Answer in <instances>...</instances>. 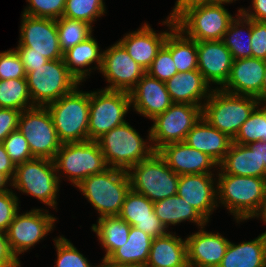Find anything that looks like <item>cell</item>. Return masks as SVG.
<instances>
[{
    "label": "cell",
    "instance_id": "cell-52",
    "mask_svg": "<svg viewBox=\"0 0 266 267\" xmlns=\"http://www.w3.org/2000/svg\"><path fill=\"white\" fill-rule=\"evenodd\" d=\"M16 166L8 156L4 146L0 143V173L4 174L9 180H13Z\"/></svg>",
    "mask_w": 266,
    "mask_h": 267
},
{
    "label": "cell",
    "instance_id": "cell-50",
    "mask_svg": "<svg viewBox=\"0 0 266 267\" xmlns=\"http://www.w3.org/2000/svg\"><path fill=\"white\" fill-rule=\"evenodd\" d=\"M252 6L254 12L250 9L246 11L244 8H240L239 11L248 19L266 22V0H252Z\"/></svg>",
    "mask_w": 266,
    "mask_h": 267
},
{
    "label": "cell",
    "instance_id": "cell-10",
    "mask_svg": "<svg viewBox=\"0 0 266 267\" xmlns=\"http://www.w3.org/2000/svg\"><path fill=\"white\" fill-rule=\"evenodd\" d=\"M130 93L101 89L89 92L88 140L97 141L105 133L126 122L131 106Z\"/></svg>",
    "mask_w": 266,
    "mask_h": 267
},
{
    "label": "cell",
    "instance_id": "cell-28",
    "mask_svg": "<svg viewBox=\"0 0 266 267\" xmlns=\"http://www.w3.org/2000/svg\"><path fill=\"white\" fill-rule=\"evenodd\" d=\"M145 267H188L186 240L169 232L154 238Z\"/></svg>",
    "mask_w": 266,
    "mask_h": 267
},
{
    "label": "cell",
    "instance_id": "cell-56",
    "mask_svg": "<svg viewBox=\"0 0 266 267\" xmlns=\"http://www.w3.org/2000/svg\"><path fill=\"white\" fill-rule=\"evenodd\" d=\"M8 182H11L4 174L0 173V193L9 191L10 189H7L6 184Z\"/></svg>",
    "mask_w": 266,
    "mask_h": 267
},
{
    "label": "cell",
    "instance_id": "cell-38",
    "mask_svg": "<svg viewBox=\"0 0 266 267\" xmlns=\"http://www.w3.org/2000/svg\"><path fill=\"white\" fill-rule=\"evenodd\" d=\"M256 141L266 142V105L262 108L256 107L254 109L233 139V142L243 145Z\"/></svg>",
    "mask_w": 266,
    "mask_h": 267
},
{
    "label": "cell",
    "instance_id": "cell-43",
    "mask_svg": "<svg viewBox=\"0 0 266 267\" xmlns=\"http://www.w3.org/2000/svg\"><path fill=\"white\" fill-rule=\"evenodd\" d=\"M146 73L162 82H167L178 73L171 52L165 45L161 47Z\"/></svg>",
    "mask_w": 266,
    "mask_h": 267
},
{
    "label": "cell",
    "instance_id": "cell-33",
    "mask_svg": "<svg viewBox=\"0 0 266 267\" xmlns=\"http://www.w3.org/2000/svg\"><path fill=\"white\" fill-rule=\"evenodd\" d=\"M154 212L166 229L171 224L177 225L186 220L196 223L200 228L208 223L191 205L178 195L154 202Z\"/></svg>",
    "mask_w": 266,
    "mask_h": 267
},
{
    "label": "cell",
    "instance_id": "cell-16",
    "mask_svg": "<svg viewBox=\"0 0 266 267\" xmlns=\"http://www.w3.org/2000/svg\"><path fill=\"white\" fill-rule=\"evenodd\" d=\"M100 72L110 83L104 89L126 92H130L146 74V70L129 56L119 42L103 51Z\"/></svg>",
    "mask_w": 266,
    "mask_h": 267
},
{
    "label": "cell",
    "instance_id": "cell-12",
    "mask_svg": "<svg viewBox=\"0 0 266 267\" xmlns=\"http://www.w3.org/2000/svg\"><path fill=\"white\" fill-rule=\"evenodd\" d=\"M202 117V107L186 103H173L164 113L156 116L149 131V143L157 151L162 146L184 142L187 133Z\"/></svg>",
    "mask_w": 266,
    "mask_h": 267
},
{
    "label": "cell",
    "instance_id": "cell-34",
    "mask_svg": "<svg viewBox=\"0 0 266 267\" xmlns=\"http://www.w3.org/2000/svg\"><path fill=\"white\" fill-rule=\"evenodd\" d=\"M98 224L92 225L106 254L107 259L117 248L123 246L128 240L130 225L119 216L98 218Z\"/></svg>",
    "mask_w": 266,
    "mask_h": 267
},
{
    "label": "cell",
    "instance_id": "cell-19",
    "mask_svg": "<svg viewBox=\"0 0 266 267\" xmlns=\"http://www.w3.org/2000/svg\"><path fill=\"white\" fill-rule=\"evenodd\" d=\"M213 175H180L177 195L191 205L207 222L212 211L217 208V189ZM211 213V214H210Z\"/></svg>",
    "mask_w": 266,
    "mask_h": 267
},
{
    "label": "cell",
    "instance_id": "cell-29",
    "mask_svg": "<svg viewBox=\"0 0 266 267\" xmlns=\"http://www.w3.org/2000/svg\"><path fill=\"white\" fill-rule=\"evenodd\" d=\"M219 267H266V235L238 245L230 242Z\"/></svg>",
    "mask_w": 266,
    "mask_h": 267
},
{
    "label": "cell",
    "instance_id": "cell-51",
    "mask_svg": "<svg viewBox=\"0 0 266 267\" xmlns=\"http://www.w3.org/2000/svg\"><path fill=\"white\" fill-rule=\"evenodd\" d=\"M18 55L24 65L26 74L49 61L46 57L38 53H18Z\"/></svg>",
    "mask_w": 266,
    "mask_h": 267
},
{
    "label": "cell",
    "instance_id": "cell-45",
    "mask_svg": "<svg viewBox=\"0 0 266 267\" xmlns=\"http://www.w3.org/2000/svg\"><path fill=\"white\" fill-rule=\"evenodd\" d=\"M18 197L12 191L0 193V231L6 232L19 209Z\"/></svg>",
    "mask_w": 266,
    "mask_h": 267
},
{
    "label": "cell",
    "instance_id": "cell-21",
    "mask_svg": "<svg viewBox=\"0 0 266 267\" xmlns=\"http://www.w3.org/2000/svg\"><path fill=\"white\" fill-rule=\"evenodd\" d=\"M265 64L266 60L253 57L234 60L230 76L221 89L232 94L256 97L261 102Z\"/></svg>",
    "mask_w": 266,
    "mask_h": 267
},
{
    "label": "cell",
    "instance_id": "cell-9",
    "mask_svg": "<svg viewBox=\"0 0 266 267\" xmlns=\"http://www.w3.org/2000/svg\"><path fill=\"white\" fill-rule=\"evenodd\" d=\"M59 178L53 160L34 157L16 165L10 185L55 209Z\"/></svg>",
    "mask_w": 266,
    "mask_h": 267
},
{
    "label": "cell",
    "instance_id": "cell-41",
    "mask_svg": "<svg viewBox=\"0 0 266 267\" xmlns=\"http://www.w3.org/2000/svg\"><path fill=\"white\" fill-rule=\"evenodd\" d=\"M2 144L15 166L34 158L26 138L19 130L11 132Z\"/></svg>",
    "mask_w": 266,
    "mask_h": 267
},
{
    "label": "cell",
    "instance_id": "cell-58",
    "mask_svg": "<svg viewBox=\"0 0 266 267\" xmlns=\"http://www.w3.org/2000/svg\"><path fill=\"white\" fill-rule=\"evenodd\" d=\"M220 1H229V2H232V1H236V0H220Z\"/></svg>",
    "mask_w": 266,
    "mask_h": 267
},
{
    "label": "cell",
    "instance_id": "cell-46",
    "mask_svg": "<svg viewBox=\"0 0 266 267\" xmlns=\"http://www.w3.org/2000/svg\"><path fill=\"white\" fill-rule=\"evenodd\" d=\"M252 57L266 60V22L252 20Z\"/></svg>",
    "mask_w": 266,
    "mask_h": 267
},
{
    "label": "cell",
    "instance_id": "cell-18",
    "mask_svg": "<svg viewBox=\"0 0 266 267\" xmlns=\"http://www.w3.org/2000/svg\"><path fill=\"white\" fill-rule=\"evenodd\" d=\"M198 56V70L205 81L220 85V89L227 82L233 57L222 40L220 41H199L196 42Z\"/></svg>",
    "mask_w": 266,
    "mask_h": 267
},
{
    "label": "cell",
    "instance_id": "cell-49",
    "mask_svg": "<svg viewBox=\"0 0 266 267\" xmlns=\"http://www.w3.org/2000/svg\"><path fill=\"white\" fill-rule=\"evenodd\" d=\"M0 267H21L20 261L11 253L6 232L0 231Z\"/></svg>",
    "mask_w": 266,
    "mask_h": 267
},
{
    "label": "cell",
    "instance_id": "cell-48",
    "mask_svg": "<svg viewBox=\"0 0 266 267\" xmlns=\"http://www.w3.org/2000/svg\"><path fill=\"white\" fill-rule=\"evenodd\" d=\"M219 1L220 0H177L168 18L176 22L186 11L191 8L216 3Z\"/></svg>",
    "mask_w": 266,
    "mask_h": 267
},
{
    "label": "cell",
    "instance_id": "cell-31",
    "mask_svg": "<svg viewBox=\"0 0 266 267\" xmlns=\"http://www.w3.org/2000/svg\"><path fill=\"white\" fill-rule=\"evenodd\" d=\"M103 52H99L98 42L92 37H88L86 40L69 48L64 52V62L69 72L77 79L79 83L85 80L92 70L81 69L88 67L93 62H96L97 67L95 69H101Z\"/></svg>",
    "mask_w": 266,
    "mask_h": 267
},
{
    "label": "cell",
    "instance_id": "cell-24",
    "mask_svg": "<svg viewBox=\"0 0 266 267\" xmlns=\"http://www.w3.org/2000/svg\"><path fill=\"white\" fill-rule=\"evenodd\" d=\"M218 166L225 174L266 179V168L265 165H261L259 156V141L248 145L232 142Z\"/></svg>",
    "mask_w": 266,
    "mask_h": 267
},
{
    "label": "cell",
    "instance_id": "cell-2",
    "mask_svg": "<svg viewBox=\"0 0 266 267\" xmlns=\"http://www.w3.org/2000/svg\"><path fill=\"white\" fill-rule=\"evenodd\" d=\"M260 104L256 97L237 95L220 88L212 89L203 102L202 116L212 126L234 139L241 125Z\"/></svg>",
    "mask_w": 266,
    "mask_h": 267
},
{
    "label": "cell",
    "instance_id": "cell-42",
    "mask_svg": "<svg viewBox=\"0 0 266 267\" xmlns=\"http://www.w3.org/2000/svg\"><path fill=\"white\" fill-rule=\"evenodd\" d=\"M23 14L37 18L59 19L63 16L66 0H27Z\"/></svg>",
    "mask_w": 266,
    "mask_h": 267
},
{
    "label": "cell",
    "instance_id": "cell-26",
    "mask_svg": "<svg viewBox=\"0 0 266 267\" xmlns=\"http://www.w3.org/2000/svg\"><path fill=\"white\" fill-rule=\"evenodd\" d=\"M165 83L173 103L203 107L201 100L206 101L212 91L199 70L177 73Z\"/></svg>",
    "mask_w": 266,
    "mask_h": 267
},
{
    "label": "cell",
    "instance_id": "cell-47",
    "mask_svg": "<svg viewBox=\"0 0 266 267\" xmlns=\"http://www.w3.org/2000/svg\"><path fill=\"white\" fill-rule=\"evenodd\" d=\"M22 111L0 108V143L13 131L18 130L19 118Z\"/></svg>",
    "mask_w": 266,
    "mask_h": 267
},
{
    "label": "cell",
    "instance_id": "cell-13",
    "mask_svg": "<svg viewBox=\"0 0 266 267\" xmlns=\"http://www.w3.org/2000/svg\"><path fill=\"white\" fill-rule=\"evenodd\" d=\"M18 130L26 138L32 156L53 160L61 147L47 107L34 106L22 111Z\"/></svg>",
    "mask_w": 266,
    "mask_h": 267
},
{
    "label": "cell",
    "instance_id": "cell-3",
    "mask_svg": "<svg viewBox=\"0 0 266 267\" xmlns=\"http://www.w3.org/2000/svg\"><path fill=\"white\" fill-rule=\"evenodd\" d=\"M100 217L119 216L130 181L126 170L109 167L90 175L77 186Z\"/></svg>",
    "mask_w": 266,
    "mask_h": 267
},
{
    "label": "cell",
    "instance_id": "cell-39",
    "mask_svg": "<svg viewBox=\"0 0 266 267\" xmlns=\"http://www.w3.org/2000/svg\"><path fill=\"white\" fill-rule=\"evenodd\" d=\"M103 0H66L63 17L88 22L90 25L105 13Z\"/></svg>",
    "mask_w": 266,
    "mask_h": 267
},
{
    "label": "cell",
    "instance_id": "cell-14",
    "mask_svg": "<svg viewBox=\"0 0 266 267\" xmlns=\"http://www.w3.org/2000/svg\"><path fill=\"white\" fill-rule=\"evenodd\" d=\"M17 53H38L48 60L63 59L55 19L22 14Z\"/></svg>",
    "mask_w": 266,
    "mask_h": 267
},
{
    "label": "cell",
    "instance_id": "cell-6",
    "mask_svg": "<svg viewBox=\"0 0 266 267\" xmlns=\"http://www.w3.org/2000/svg\"><path fill=\"white\" fill-rule=\"evenodd\" d=\"M97 141L107 165L126 171L154 152L152 145H148L128 122L111 129Z\"/></svg>",
    "mask_w": 266,
    "mask_h": 267
},
{
    "label": "cell",
    "instance_id": "cell-25",
    "mask_svg": "<svg viewBox=\"0 0 266 267\" xmlns=\"http://www.w3.org/2000/svg\"><path fill=\"white\" fill-rule=\"evenodd\" d=\"M168 33H156L146 23L137 31L126 34L118 42L137 64L147 70L164 45Z\"/></svg>",
    "mask_w": 266,
    "mask_h": 267
},
{
    "label": "cell",
    "instance_id": "cell-36",
    "mask_svg": "<svg viewBox=\"0 0 266 267\" xmlns=\"http://www.w3.org/2000/svg\"><path fill=\"white\" fill-rule=\"evenodd\" d=\"M32 107L26 78L0 80V108L24 111Z\"/></svg>",
    "mask_w": 266,
    "mask_h": 267
},
{
    "label": "cell",
    "instance_id": "cell-40",
    "mask_svg": "<svg viewBox=\"0 0 266 267\" xmlns=\"http://www.w3.org/2000/svg\"><path fill=\"white\" fill-rule=\"evenodd\" d=\"M54 239L57 251L56 267H96L90 265L87 258L81 254L65 237Z\"/></svg>",
    "mask_w": 266,
    "mask_h": 267
},
{
    "label": "cell",
    "instance_id": "cell-17",
    "mask_svg": "<svg viewBox=\"0 0 266 267\" xmlns=\"http://www.w3.org/2000/svg\"><path fill=\"white\" fill-rule=\"evenodd\" d=\"M164 159L167 166L177 175L208 174L213 166L218 167V163L197 149L187 145L185 142L169 143L157 150Z\"/></svg>",
    "mask_w": 266,
    "mask_h": 267
},
{
    "label": "cell",
    "instance_id": "cell-30",
    "mask_svg": "<svg viewBox=\"0 0 266 267\" xmlns=\"http://www.w3.org/2000/svg\"><path fill=\"white\" fill-rule=\"evenodd\" d=\"M170 32L164 45L170 50L178 73L198 70V56L196 41L184 36V33L176 27V23L170 18L163 21Z\"/></svg>",
    "mask_w": 266,
    "mask_h": 267
},
{
    "label": "cell",
    "instance_id": "cell-32",
    "mask_svg": "<svg viewBox=\"0 0 266 267\" xmlns=\"http://www.w3.org/2000/svg\"><path fill=\"white\" fill-rule=\"evenodd\" d=\"M153 238L134 226L130 227L128 240L117 248L107 260L116 264L145 267Z\"/></svg>",
    "mask_w": 266,
    "mask_h": 267
},
{
    "label": "cell",
    "instance_id": "cell-4",
    "mask_svg": "<svg viewBox=\"0 0 266 267\" xmlns=\"http://www.w3.org/2000/svg\"><path fill=\"white\" fill-rule=\"evenodd\" d=\"M77 88L46 106L62 144L88 141L89 92Z\"/></svg>",
    "mask_w": 266,
    "mask_h": 267
},
{
    "label": "cell",
    "instance_id": "cell-37",
    "mask_svg": "<svg viewBox=\"0 0 266 267\" xmlns=\"http://www.w3.org/2000/svg\"><path fill=\"white\" fill-rule=\"evenodd\" d=\"M59 45L62 52L86 40L92 35V25L82 20L61 17L56 20Z\"/></svg>",
    "mask_w": 266,
    "mask_h": 267
},
{
    "label": "cell",
    "instance_id": "cell-5",
    "mask_svg": "<svg viewBox=\"0 0 266 267\" xmlns=\"http://www.w3.org/2000/svg\"><path fill=\"white\" fill-rule=\"evenodd\" d=\"M127 174L130 189L147 197L153 203L177 195L180 175L167 166L157 151L129 168Z\"/></svg>",
    "mask_w": 266,
    "mask_h": 267
},
{
    "label": "cell",
    "instance_id": "cell-54",
    "mask_svg": "<svg viewBox=\"0 0 266 267\" xmlns=\"http://www.w3.org/2000/svg\"><path fill=\"white\" fill-rule=\"evenodd\" d=\"M96 267H137V266L126 265V264H116V263L108 261L107 259H103L102 264Z\"/></svg>",
    "mask_w": 266,
    "mask_h": 267
},
{
    "label": "cell",
    "instance_id": "cell-53",
    "mask_svg": "<svg viewBox=\"0 0 266 267\" xmlns=\"http://www.w3.org/2000/svg\"><path fill=\"white\" fill-rule=\"evenodd\" d=\"M259 156L261 165H265L266 168V142L259 141Z\"/></svg>",
    "mask_w": 266,
    "mask_h": 267
},
{
    "label": "cell",
    "instance_id": "cell-35",
    "mask_svg": "<svg viewBox=\"0 0 266 267\" xmlns=\"http://www.w3.org/2000/svg\"><path fill=\"white\" fill-rule=\"evenodd\" d=\"M238 14L236 18H234L226 33L223 37V42L225 46L229 49L232 54L234 60L244 59L252 57V49H251V34H252V20L246 18L238 9ZM245 24V25H244ZM247 26V27H246ZM241 27V28H240ZM247 33L246 41L243 38V29H245ZM240 28V29H239Z\"/></svg>",
    "mask_w": 266,
    "mask_h": 267
},
{
    "label": "cell",
    "instance_id": "cell-7",
    "mask_svg": "<svg viewBox=\"0 0 266 267\" xmlns=\"http://www.w3.org/2000/svg\"><path fill=\"white\" fill-rule=\"evenodd\" d=\"M33 106L46 107L71 93L80 84L69 72L64 59L49 60L26 74Z\"/></svg>",
    "mask_w": 266,
    "mask_h": 267
},
{
    "label": "cell",
    "instance_id": "cell-44",
    "mask_svg": "<svg viewBox=\"0 0 266 267\" xmlns=\"http://www.w3.org/2000/svg\"><path fill=\"white\" fill-rule=\"evenodd\" d=\"M26 78L24 65L16 50L0 53V80Z\"/></svg>",
    "mask_w": 266,
    "mask_h": 267
},
{
    "label": "cell",
    "instance_id": "cell-1",
    "mask_svg": "<svg viewBox=\"0 0 266 267\" xmlns=\"http://www.w3.org/2000/svg\"><path fill=\"white\" fill-rule=\"evenodd\" d=\"M217 199L238 221L255 218L266 197V179L225 174L219 169Z\"/></svg>",
    "mask_w": 266,
    "mask_h": 267
},
{
    "label": "cell",
    "instance_id": "cell-11",
    "mask_svg": "<svg viewBox=\"0 0 266 267\" xmlns=\"http://www.w3.org/2000/svg\"><path fill=\"white\" fill-rule=\"evenodd\" d=\"M225 3L232 2L219 1L191 8L175 22L176 27L196 42L223 40L224 34L234 19L224 8Z\"/></svg>",
    "mask_w": 266,
    "mask_h": 267
},
{
    "label": "cell",
    "instance_id": "cell-8",
    "mask_svg": "<svg viewBox=\"0 0 266 267\" xmlns=\"http://www.w3.org/2000/svg\"><path fill=\"white\" fill-rule=\"evenodd\" d=\"M53 161L57 174L63 170L76 187L88 176L109 168L98 141L94 140L61 144Z\"/></svg>",
    "mask_w": 266,
    "mask_h": 267
},
{
    "label": "cell",
    "instance_id": "cell-57",
    "mask_svg": "<svg viewBox=\"0 0 266 267\" xmlns=\"http://www.w3.org/2000/svg\"><path fill=\"white\" fill-rule=\"evenodd\" d=\"M262 101L266 104V64H265L264 78L261 90V102Z\"/></svg>",
    "mask_w": 266,
    "mask_h": 267
},
{
    "label": "cell",
    "instance_id": "cell-27",
    "mask_svg": "<svg viewBox=\"0 0 266 267\" xmlns=\"http://www.w3.org/2000/svg\"><path fill=\"white\" fill-rule=\"evenodd\" d=\"M184 142L190 147L208 154L219 164L229 151L233 139L212 127L202 116L187 133Z\"/></svg>",
    "mask_w": 266,
    "mask_h": 267
},
{
    "label": "cell",
    "instance_id": "cell-22",
    "mask_svg": "<svg viewBox=\"0 0 266 267\" xmlns=\"http://www.w3.org/2000/svg\"><path fill=\"white\" fill-rule=\"evenodd\" d=\"M129 93L134 111L151 120L164 113L173 104L166 83L147 73Z\"/></svg>",
    "mask_w": 266,
    "mask_h": 267
},
{
    "label": "cell",
    "instance_id": "cell-55",
    "mask_svg": "<svg viewBox=\"0 0 266 267\" xmlns=\"http://www.w3.org/2000/svg\"><path fill=\"white\" fill-rule=\"evenodd\" d=\"M261 217L264 221V223H266V197L264 199V201L262 202V205L258 211V213L255 215V217ZM264 234L266 235V231L264 232Z\"/></svg>",
    "mask_w": 266,
    "mask_h": 267
},
{
    "label": "cell",
    "instance_id": "cell-15",
    "mask_svg": "<svg viewBox=\"0 0 266 267\" xmlns=\"http://www.w3.org/2000/svg\"><path fill=\"white\" fill-rule=\"evenodd\" d=\"M56 218L42 212V209H32L29 212L16 213L6 231L11 253L19 260L18 255L30 249L53 229Z\"/></svg>",
    "mask_w": 266,
    "mask_h": 267
},
{
    "label": "cell",
    "instance_id": "cell-23",
    "mask_svg": "<svg viewBox=\"0 0 266 267\" xmlns=\"http://www.w3.org/2000/svg\"><path fill=\"white\" fill-rule=\"evenodd\" d=\"M119 217L153 239L167 233V229L155 215L154 203L134 190L127 192Z\"/></svg>",
    "mask_w": 266,
    "mask_h": 267
},
{
    "label": "cell",
    "instance_id": "cell-20",
    "mask_svg": "<svg viewBox=\"0 0 266 267\" xmlns=\"http://www.w3.org/2000/svg\"><path fill=\"white\" fill-rule=\"evenodd\" d=\"M203 228L185 239L188 267H219L230 241Z\"/></svg>",
    "mask_w": 266,
    "mask_h": 267
}]
</instances>
